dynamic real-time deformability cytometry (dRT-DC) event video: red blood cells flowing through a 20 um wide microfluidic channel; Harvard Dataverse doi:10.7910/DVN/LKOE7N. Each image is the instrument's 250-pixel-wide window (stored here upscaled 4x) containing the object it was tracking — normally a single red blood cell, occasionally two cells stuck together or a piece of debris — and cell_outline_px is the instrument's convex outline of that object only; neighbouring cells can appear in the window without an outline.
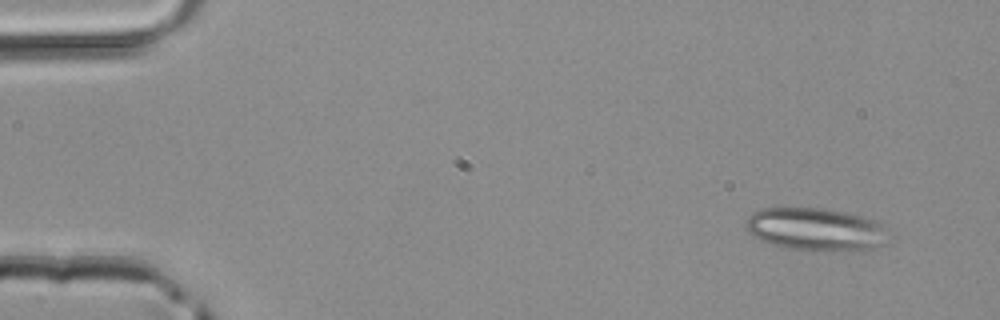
{"species": "common noctule bat (a hibernating species)", "species_latin": "Nyctalus noctula", "temperature_condition": "room temperature", "stored_images_in_passage": 4, "camera_frame_rate_fps": 3000, "um_per_image_px": 0.085, "animal": {"sex": "male", "body_mass_g": 20.4}, "frame": {"image": 1, "passage_image": 1, "time_ms": 0.0, "image_size_px": [1000, 320], "cell_outline_px": [[888, 228], [880, 244], [876, 248], [788, 248], [772, 244], [752, 236], [748, 232], [748, 216], [752, 212], [760, 208], [824, 208], [844, 212], [876, 220]], "centroid_in_image_um": [69.27, 19.42], "position_along_channel_um": 15.7, "area_um2": 34.1}}